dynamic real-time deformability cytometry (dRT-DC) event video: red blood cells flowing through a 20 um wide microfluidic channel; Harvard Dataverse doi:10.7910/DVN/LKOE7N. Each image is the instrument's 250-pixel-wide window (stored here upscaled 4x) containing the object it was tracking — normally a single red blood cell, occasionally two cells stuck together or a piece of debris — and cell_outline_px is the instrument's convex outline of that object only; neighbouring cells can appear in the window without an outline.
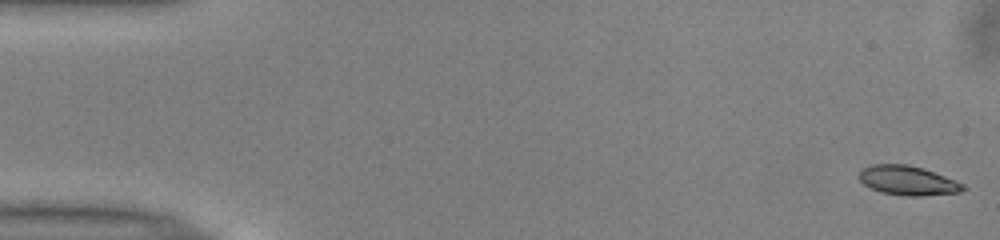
{"species": "common noctule bat (a hibernating species)", "species_latin": "Nyctalus noctula", "temperature_condition": "warm", "stored_images_in_passage": 15, "camera_frame_rate_fps": 3000, "um_per_image_px": 0.085, "animal": {"sex": "male", "body_mass_g": 13.0, "forearm_length_mm": 53.1}, "frame": {"image": 1, "passage_image": 1, "time_ms": 0.0, "image_size_px": [1000, 240], "cell_outline_px": [[968, 188], [960, 192], [920, 196], [904, 196], [880, 192], [864, 184], [860, 180], [860, 172], [864, 168], [872, 164], [908, 164], [924, 168], [964, 184]], "centroid_in_image_um": [77.19, 15.35], "position_along_channel_um": 7.8, "area_um2": 17.74}}